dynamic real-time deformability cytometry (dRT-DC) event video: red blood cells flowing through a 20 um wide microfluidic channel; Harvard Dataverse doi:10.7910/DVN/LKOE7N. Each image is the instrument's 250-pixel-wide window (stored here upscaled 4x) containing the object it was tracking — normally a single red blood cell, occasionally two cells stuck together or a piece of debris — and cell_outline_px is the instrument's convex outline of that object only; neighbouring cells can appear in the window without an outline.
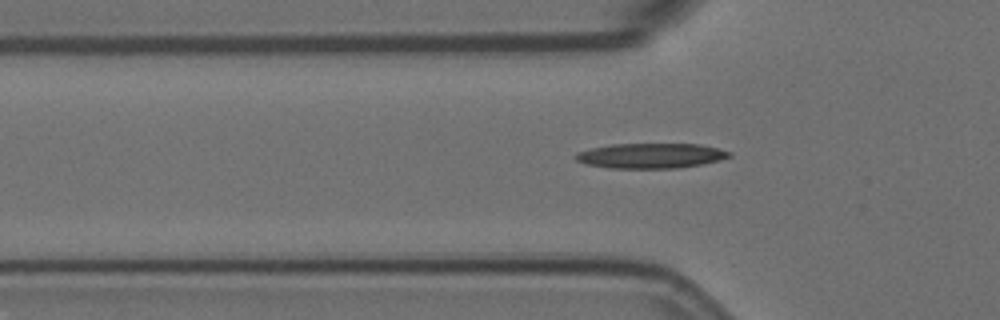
{"species": "Egyptian fruit bat (a non-hibernating species)", "species_latin": "Rousettus aegyptiacus", "temperature_condition": "room temperature", "stored_images_in_passage": 3, "camera_frame_rate_fps": 3000, "um_per_image_px": 0.085, "animal": {"sex": "female"}, "frame": {"image": 1, "passage_image": 3, "time_ms": 0.667, "image_size_px": [1000, 320], "cell_outline_px": [[732, 156], [720, 160], [700, 164], [676, 168], [608, 168], [584, 164], [576, 160], [572, 156], [576, 152], [592, 148], [612, 144], [700, 144], [732, 152]], "centroid_in_image_um": [55.27, 13.24], "position_along_channel_um": 70.5, "area_um2": 22.48}}